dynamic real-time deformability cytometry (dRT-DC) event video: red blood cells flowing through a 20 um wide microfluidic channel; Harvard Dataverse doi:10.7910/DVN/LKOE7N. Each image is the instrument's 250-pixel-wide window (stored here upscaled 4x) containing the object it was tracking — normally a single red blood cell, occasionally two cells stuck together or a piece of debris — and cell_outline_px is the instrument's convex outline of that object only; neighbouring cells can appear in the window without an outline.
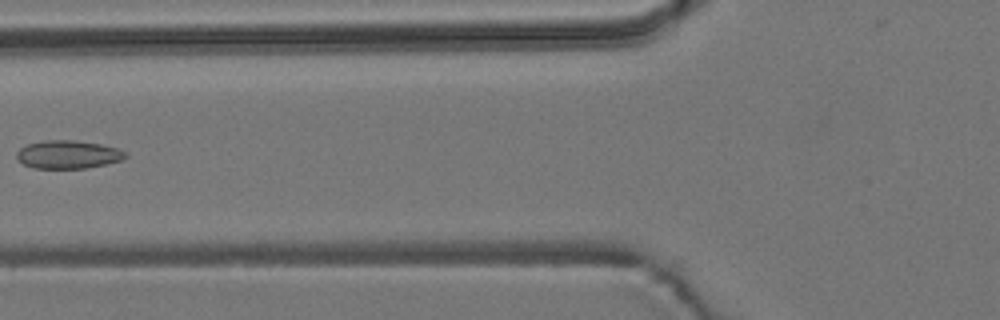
{"species": "common noctule bat (a hibernating species)", "species_latin": "Nyctalus noctula", "temperature_condition": "room temperature", "stored_images_in_passage": 7, "camera_frame_rate_fps": 3000, "um_per_image_px": 0.085, "animal": {"sex": "male", "body_mass_g": 19.2, "forearm_length_mm": 51.8}, "frame": {"image": 1, "passage_image": 6, "time_ms": 6.0, "image_size_px": [1000, 320], "cell_outline_px": [[128, 156], [120, 160], [104, 164], [84, 168], [36, 168], [24, 164], [16, 156], [16, 152], [20, 148], [28, 144], [44, 140], [72, 140], [100, 144], [116, 148], [128, 152]], "centroid_in_image_um": [5.79, 13.12], "position_along_channel_um": 120.0, "area_um2": 17.63}}
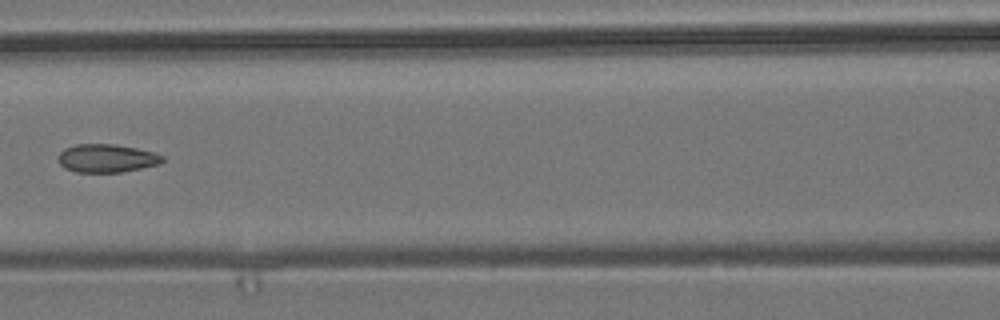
{"frame": {"image": 2, "passage_image": 7, "time_ms": 7.0, "image_size_px": [1000, 320], "cell_outline_px": [[164, 160], [160, 164], [124, 172], [76, 172], [64, 168], [60, 164], [60, 152], [64, 148], [76, 144], [116, 144], [136, 148], [152, 152], [164, 156]], "centroid_in_image_um": [9.09, 13.45], "position_along_channel_um": 157.5, "area_um2": 17.17}}